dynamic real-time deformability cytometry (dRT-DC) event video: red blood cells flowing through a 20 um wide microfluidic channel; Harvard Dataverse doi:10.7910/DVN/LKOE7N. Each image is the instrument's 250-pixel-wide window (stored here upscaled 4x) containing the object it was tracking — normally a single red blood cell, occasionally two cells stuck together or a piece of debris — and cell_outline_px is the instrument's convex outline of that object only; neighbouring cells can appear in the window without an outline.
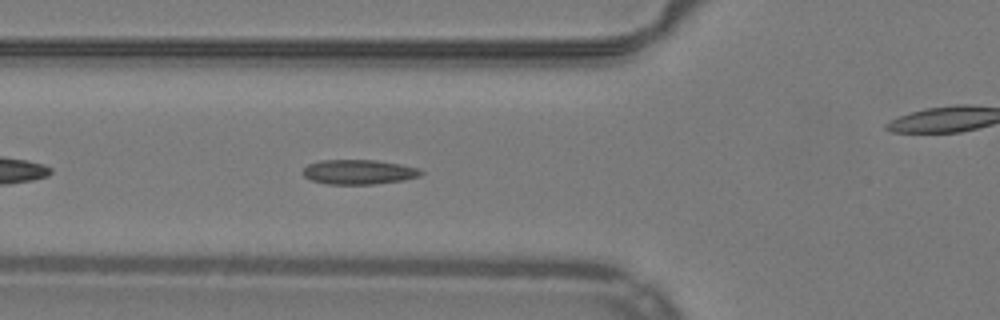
{"species": "common noctule bat (a hibernating species)", "species_latin": "Nyctalus noctula", "temperature_condition": "warm", "stored_images_in_passage": 31, "camera_frame_rate_fps": 3000, "um_per_image_px": 0.085, "animal": {"sex": "male", "body_mass_g": 19.2, "forearm_length_mm": 51.8}, "frame": {"image": 1, "passage_image": 6, "time_ms": 1.667, "image_size_px": [1000, 320], "cell_outline_px": [[424, 172], [420, 176], [404, 180], [372, 184], [328, 184], [312, 180], [304, 176], [304, 168], [308, 164], [320, 160], [376, 160], [400, 164], [420, 168]], "centroid_in_image_um": [30.53, 14.61], "position_along_channel_um": 95.3, "area_um2": 16.94}}
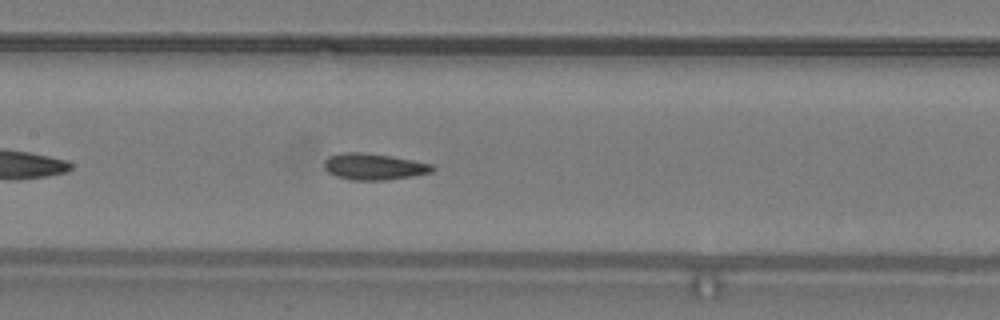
{"frame": {"image": 2, "passage_image": 12, "time_ms": 3.667, "image_size_px": [1000, 320], "cell_outline_px": [[436, 168], [432, 172], [412, 176], [388, 180], [352, 180], [336, 176], [328, 172], [324, 168], [324, 160], [328, 156], [344, 152], [360, 152], [392, 156], [432, 164]], "centroid_in_image_um": [31.77, 14.16], "position_along_channel_um": 175.6, "area_um2": 16.7}}
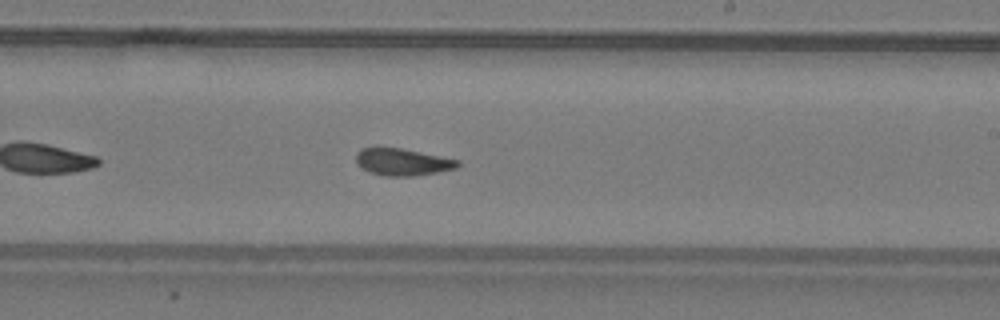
{"frame": {"image": 3, "passage_image": 18, "time_ms": 5.667, "image_size_px": [1000, 320], "cell_outline_px": [[460, 164], [456, 168], [436, 172], [412, 176], [384, 176], [368, 172], [356, 160], [356, 152], [360, 148], [400, 148], [460, 160]], "centroid_in_image_um": [34.21, 13.77], "position_along_channel_um": 254.8, "area_um2": 15.78}, "authors_computed_cell_mechanics": {"area_um2": 16.2996, "velocity_mm_per_s": 3.9851, "shape_relaxation_time_tau1_ms": 9.7717, "shape_relaxation_time_tau2_ms": 2.4249, "deformation_change_tau1": 0.2017, "deformation_change_tau2": 0.0665}}